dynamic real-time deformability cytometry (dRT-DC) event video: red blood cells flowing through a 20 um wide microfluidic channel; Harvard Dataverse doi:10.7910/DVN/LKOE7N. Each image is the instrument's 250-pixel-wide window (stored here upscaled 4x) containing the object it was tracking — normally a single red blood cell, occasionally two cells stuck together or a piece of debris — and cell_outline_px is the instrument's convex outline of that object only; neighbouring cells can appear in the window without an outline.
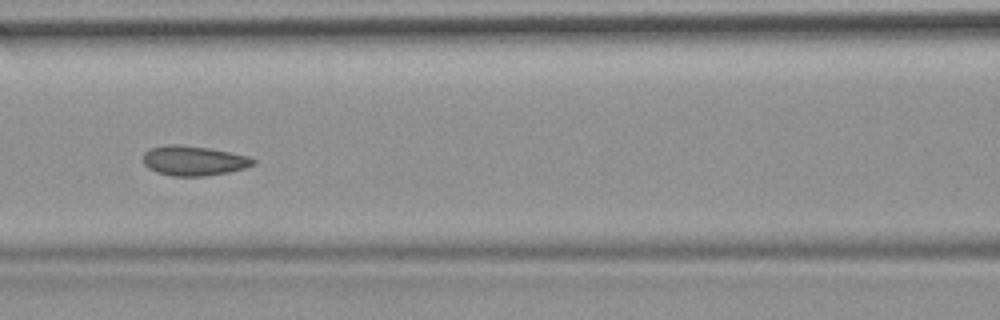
{"species": "common noctule bat (a hibernating species)", "species_latin": "Nyctalus noctula", "temperature_condition": "room temperature", "stored_images_in_passage": 14, "camera_frame_rate_fps": 3000, "um_per_image_px": 0.085, "animal": {"sex": "female", "body_mass_g": 19.9}, "frame": {"image": 1, "passage_image": 5, "time_ms": 1.333, "image_size_px": [1000, 320], "cell_outline_px": [[256, 164], [244, 168], [228, 172], [204, 176], [172, 176], [156, 172], [148, 168], [144, 164], [144, 152], [152, 148], [168, 144], [180, 144], [208, 148], [248, 156], [256, 160]], "centroid_in_image_um": [16.46, 13.66], "position_along_channel_um": 150.1, "area_um2": 19.02}}